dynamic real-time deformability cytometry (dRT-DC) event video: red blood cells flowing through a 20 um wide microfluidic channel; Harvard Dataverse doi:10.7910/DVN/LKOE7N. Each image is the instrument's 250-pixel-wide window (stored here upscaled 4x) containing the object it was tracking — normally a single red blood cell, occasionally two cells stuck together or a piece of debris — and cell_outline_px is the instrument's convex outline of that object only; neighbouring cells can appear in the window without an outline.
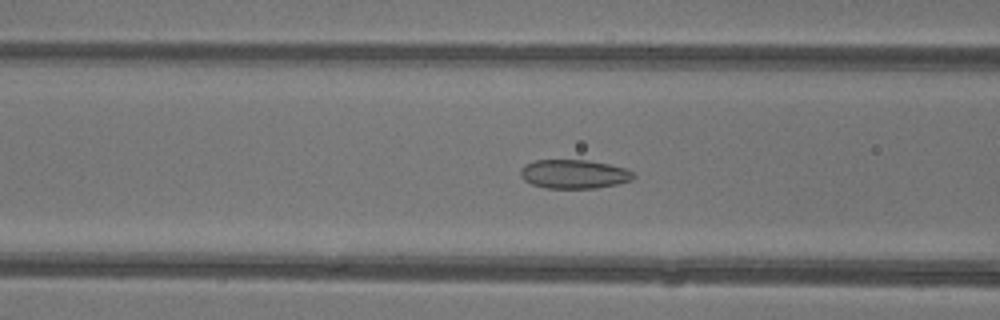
{"species": "common noctule bat (a hibernating species)", "species_latin": "Nyctalus noctula", "temperature_condition": "warm", "stored_images_in_passage": 36, "camera_frame_rate_fps": 3000, "um_per_image_px": 0.085, "animal": {"sex": "female"}, "frame": {"image": 1, "passage_image": 7, "time_ms": 2.0, "image_size_px": [1000, 320], "cell_outline_px": [[636, 176], [632, 180], [616, 184], [596, 188], [544, 188], [532, 184], [524, 180], [520, 176], [520, 168], [524, 164], [536, 160], [588, 160], [608, 164], [624, 168], [632, 172]], "centroid_in_image_um": [48.76, 14.79], "position_along_channel_um": 117.8, "area_um2": 19.07}}
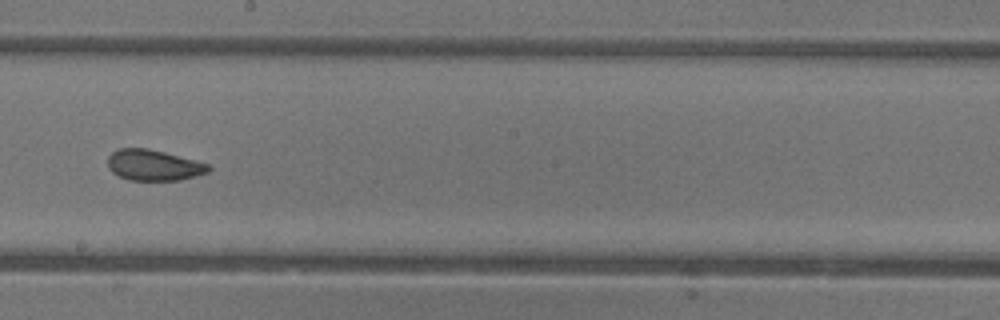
{"frame": {"image": 2, "passage_image": 15, "time_ms": 4.667, "image_size_px": [1000, 320], "cell_outline_px": [[212, 168], [208, 172], [180, 180], [128, 180], [112, 172], [108, 168], [108, 156], [112, 152], [120, 148], [148, 148], [164, 152], [208, 164]], "centroid_in_image_um": [13.03, 14.04], "position_along_channel_um": 235.2, "area_um2": 17.98}}
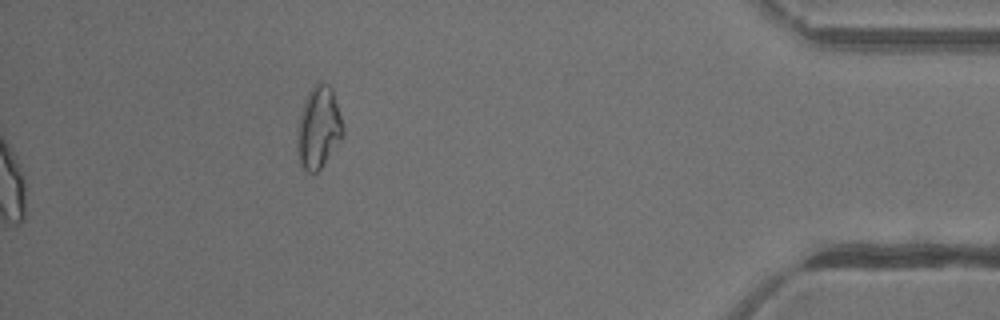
{"frame": {"image": 3, "passage_image": 36, "time_ms": 11.667, "image_size_px": [1000, 320], "cell_outline_px": [[344, 132], [320, 168], [316, 172], [308, 172], [300, 164], [296, 144], [296, 132], [300, 112], [304, 100], [308, 92], [316, 84], [328, 84], [332, 88], [344, 128]], "centroid_in_image_um": [27.04, 10.83], "position_along_channel_um": 408.2, "area_um2": 21.44}, "authors_computed_cell_mechanics": {"area_um2": 19.2185, "velocity_mm_per_s": 4.3946, "shape_relaxation_time_tau1_ms": 10.5952, "shape_relaxation_time_tau2_ms": 1.0675, "deformation_change_tau1": 0.1853, "deformation_change_tau2": 0.0659}}